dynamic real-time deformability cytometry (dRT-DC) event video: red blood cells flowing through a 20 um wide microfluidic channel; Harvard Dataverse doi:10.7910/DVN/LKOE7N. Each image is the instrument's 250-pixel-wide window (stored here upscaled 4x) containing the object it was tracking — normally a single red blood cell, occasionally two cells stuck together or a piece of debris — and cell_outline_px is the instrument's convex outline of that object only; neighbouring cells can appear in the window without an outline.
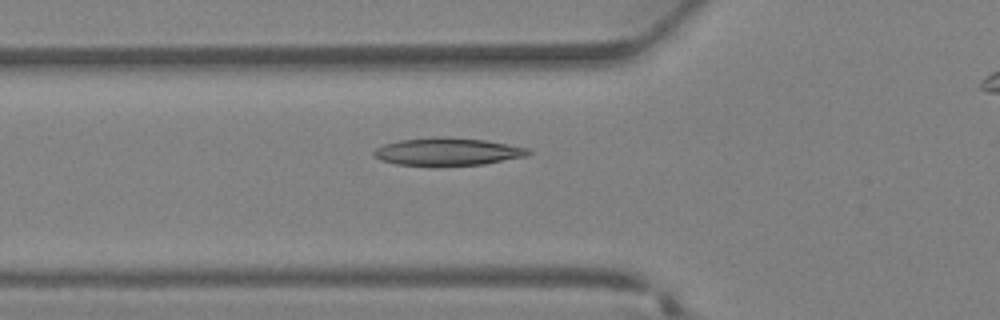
{"species": "Egyptian fruit bat (a non-hibernating species)", "species_latin": "Rousettus aegyptiacus", "temperature_condition": "warm", "stored_images_in_passage": 27, "camera_frame_rate_fps": 3000, "um_per_image_px": 0.085, "animal": {"sex": "female"}, "frame": {"image": 1, "passage_image": 6, "time_ms": 1.667, "image_size_px": [1000, 320], "cell_outline_px": [[532, 152], [524, 156], [484, 164], [432, 168], [428, 168], [396, 164], [380, 160], [372, 156], [372, 152], [376, 148], [384, 144], [400, 140], [484, 140], [528, 148]], "centroid_in_image_um": [37.97, 12.99], "position_along_channel_um": 87.8, "area_um2": 24.33}}
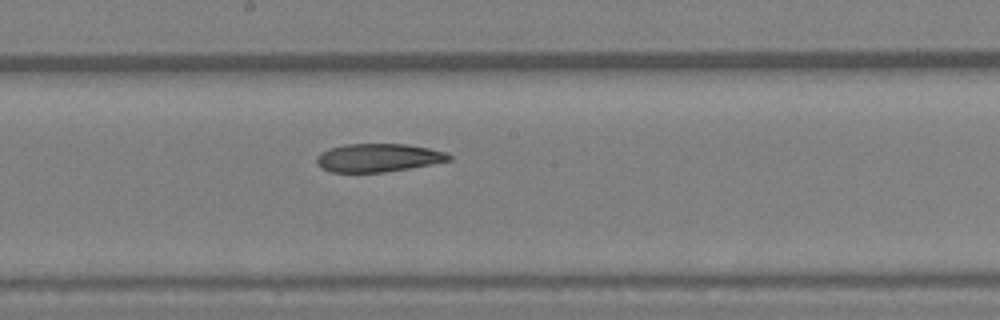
{"frame": {"image": 2, "passage_image": 13, "time_ms": 4.0, "image_size_px": [1000, 320], "cell_outline_px": [[452, 160], [432, 164], [384, 172], [332, 172], [320, 168], [316, 164], [316, 156], [320, 152], [328, 148], [344, 144], [404, 144], [428, 148], [444, 152], [452, 156]], "centroid_in_image_um": [32.09, 13.41], "position_along_channel_um": 216.1, "area_um2": 21.85}}
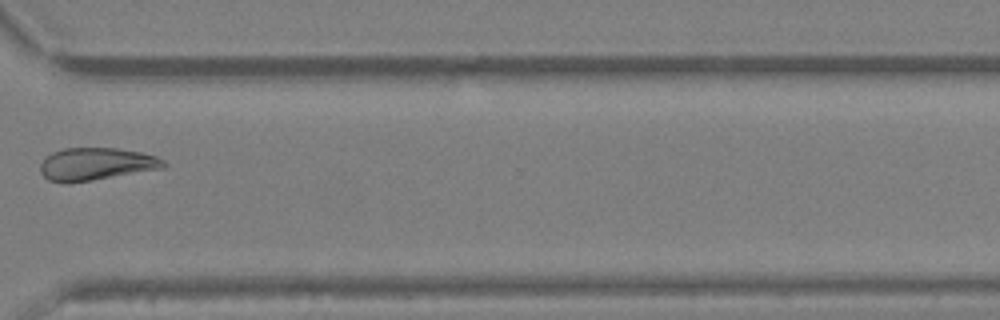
{"frame": {"image": 3, "passage_image": 21, "time_ms": 6.667, "image_size_px": [1000, 320], "cell_outline_px": [[168, 164], [164, 168], [92, 180], [64, 184], [48, 180], [40, 172], [40, 164], [44, 156], [52, 152], [64, 148], [116, 148], [140, 152], [156, 156], [164, 160]], "centroid_in_image_um": [8.14, 13.94], "position_along_channel_um": 362.5, "area_um2": 23.58}}